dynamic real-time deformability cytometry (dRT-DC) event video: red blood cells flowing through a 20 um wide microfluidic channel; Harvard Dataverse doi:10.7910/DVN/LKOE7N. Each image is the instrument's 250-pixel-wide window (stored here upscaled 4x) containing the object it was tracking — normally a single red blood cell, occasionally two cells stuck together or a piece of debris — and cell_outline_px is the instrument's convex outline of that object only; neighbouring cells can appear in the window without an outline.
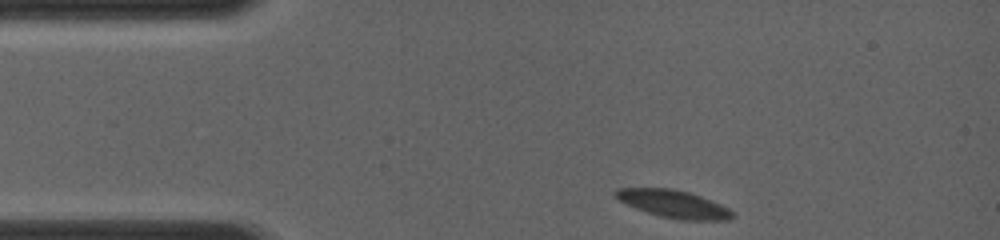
{"species": "common noctule bat (a hibernating species)", "species_latin": "Nyctalus noctula", "temperature_condition": "room temperature", "stored_images_in_passage": 46, "camera_frame_rate_fps": 4000, "um_per_image_px": 0.085, "animal": {"sex": "female", "body_mass_g": 19.0, "forearm_length_mm": 56.7}, "frame": {"image": 1, "passage_image": 1, "time_ms": 0.0, "image_size_px": [1000, 240], "cell_outline_px": [[732, 216], [700, 220], [664, 216], [628, 204], [620, 200], [616, 196], [616, 192], [624, 188], [672, 188], [688, 192], [708, 200], [732, 212]], "centroid_in_image_um": [57.16, 17.28], "position_along_channel_um": 27.8, "area_um2": 16.94}}
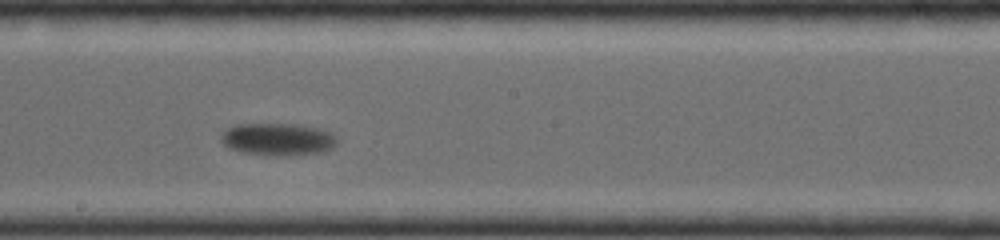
{"frame": {"image": 2, "passage_image": 18, "time_ms": 6.25, "image_size_px": [1000, 240], "cell_outline_px": [[332, 144], [324, 148], [308, 152], [248, 152], [224, 144], [224, 132], [228, 128], [240, 124], [288, 124], [308, 128], [324, 132], [332, 136]], "centroid_in_image_um": [23.44, 11.76], "position_along_channel_um": 224.8, "area_um2": 18.67}}
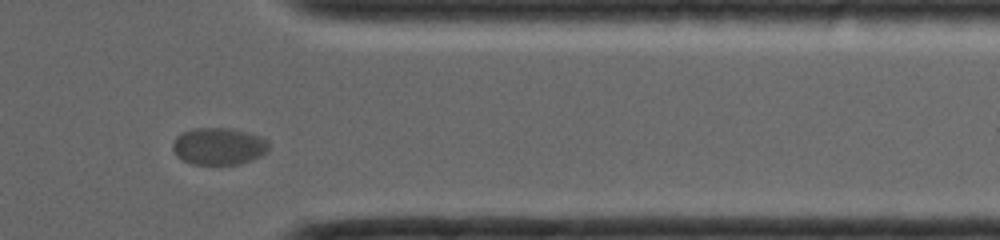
{"frame": {"image": 3, "passage_image": 40, "time_ms": 10.5, "image_size_px": [1000, 240], "cell_outline_px": [[268, 148], [260, 156], [252, 160], [240, 164], [196, 164], [184, 160], [172, 148], [172, 144], [176, 136], [184, 132], [200, 128], [228, 128], [260, 136], [268, 144]], "centroid_in_image_um": [18.59, 12.43], "position_along_channel_um": 392.8, "area_um2": 20.17}}